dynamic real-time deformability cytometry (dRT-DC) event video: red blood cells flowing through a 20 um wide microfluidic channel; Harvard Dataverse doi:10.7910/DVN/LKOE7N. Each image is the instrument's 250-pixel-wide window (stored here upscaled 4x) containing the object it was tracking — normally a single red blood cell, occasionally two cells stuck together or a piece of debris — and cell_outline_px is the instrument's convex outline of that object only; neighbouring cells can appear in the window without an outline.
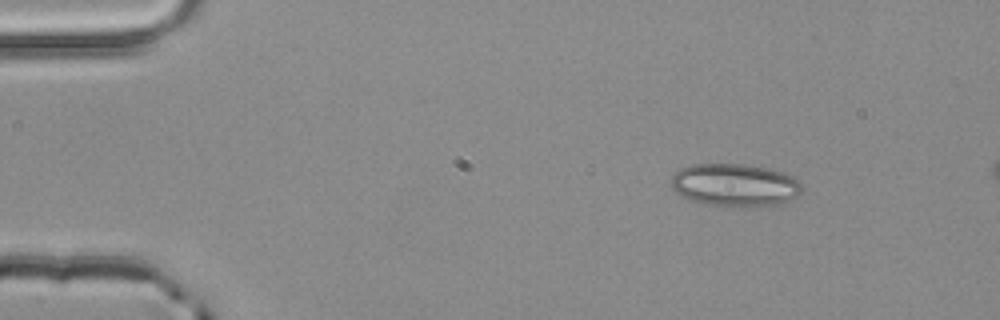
{"species": "common noctule bat (a hibernating species)", "species_latin": "Nyctalus noctula", "temperature_condition": "room temperature", "stored_images_in_passage": 4, "camera_frame_rate_fps": 3000, "um_per_image_px": 0.085, "animal": {"sex": "male", "body_mass_g": 20.4}, "frame": {"image": 1, "passage_image": 1, "time_ms": 0.0, "image_size_px": [1000, 320], "cell_outline_px": [[800, 192], [796, 196], [788, 200], [776, 204], [724, 208], [704, 204], [692, 200], [684, 196], [672, 188], [672, 176], [680, 168], [692, 164], [744, 164], [768, 168], [784, 172], [792, 176], [800, 184]], "centroid_in_image_um": [62.43, 15.73], "position_along_channel_um": 22.6, "area_um2": 32.48}}